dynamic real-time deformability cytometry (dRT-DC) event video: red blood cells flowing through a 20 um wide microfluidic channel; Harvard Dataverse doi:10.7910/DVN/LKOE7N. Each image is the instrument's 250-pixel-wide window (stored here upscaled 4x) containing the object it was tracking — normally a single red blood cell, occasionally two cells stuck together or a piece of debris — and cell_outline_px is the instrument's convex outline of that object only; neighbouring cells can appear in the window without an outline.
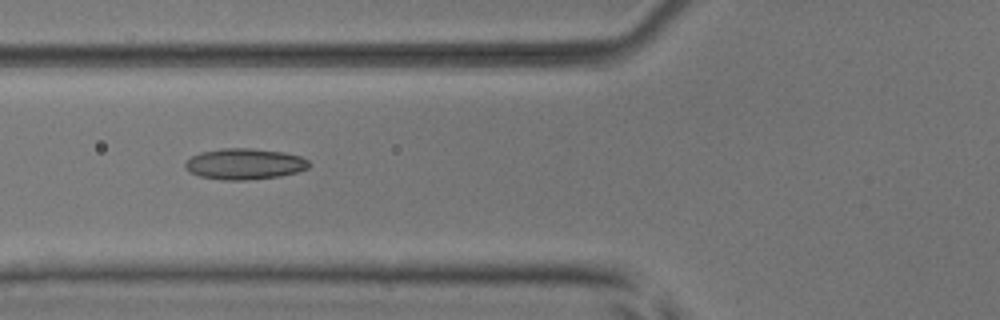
{"species": "common noctule bat (a hibernating species)", "species_latin": "Nyctalus noctula", "temperature_condition": "room temperature", "stored_images_in_passage": 5, "camera_frame_rate_fps": 3000, "um_per_image_px": 0.085, "animal": {"sex": "male", "body_mass_g": 17.9, "forearm_length_mm": 54.2}, "frame": {"image": 1, "passage_image": 2, "time_ms": 1.0, "image_size_px": [1000, 320], "cell_outline_px": [[312, 164], [308, 168], [296, 172], [280, 176], [244, 180], [224, 180], [200, 176], [188, 172], [184, 164], [192, 156], [200, 152], [224, 148], [252, 148], [284, 152], [300, 156], [308, 160]], "centroid_in_image_um": [20.8, 13.93], "position_along_channel_um": 105.0, "area_um2": 22.37}}
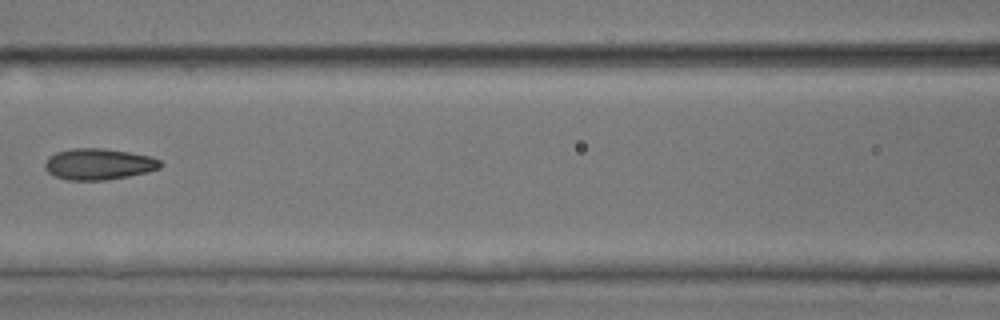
{"frame": {"image": 2, "passage_image": 3, "time_ms": 2.333, "image_size_px": [1000, 320], "cell_outline_px": [[164, 164], [160, 168], [148, 172], [108, 180], [68, 180], [56, 176], [48, 172], [44, 164], [48, 156], [56, 152], [72, 148], [104, 148], [128, 152], [148, 156], [160, 160]], "centroid_in_image_um": [8.39, 13.95], "position_along_channel_um": 158.2, "area_um2": 21.04}}
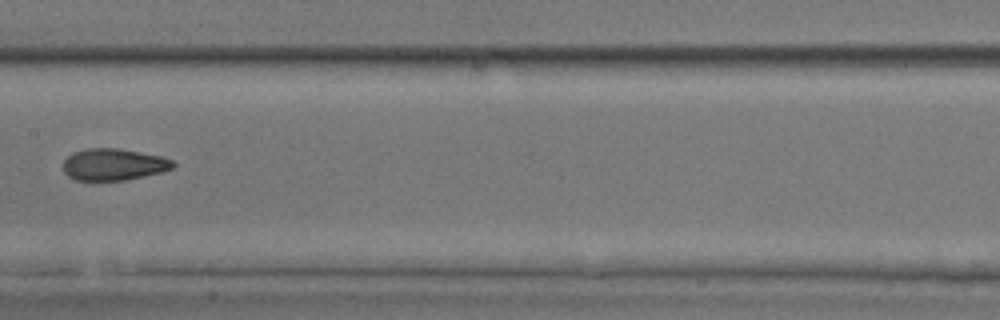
{"frame": {"image": 3, "passage_image": 4, "time_ms": 3.333, "image_size_px": [1000, 320], "cell_outline_px": [[176, 164], [172, 168], [164, 172], [124, 180], [76, 180], [68, 176], [64, 172], [64, 160], [72, 152], [84, 148], [116, 148], [140, 152], [160, 156], [172, 160]], "centroid_in_image_um": [9.65, 13.97], "position_along_channel_um": 197.7, "area_um2": 20.35}}